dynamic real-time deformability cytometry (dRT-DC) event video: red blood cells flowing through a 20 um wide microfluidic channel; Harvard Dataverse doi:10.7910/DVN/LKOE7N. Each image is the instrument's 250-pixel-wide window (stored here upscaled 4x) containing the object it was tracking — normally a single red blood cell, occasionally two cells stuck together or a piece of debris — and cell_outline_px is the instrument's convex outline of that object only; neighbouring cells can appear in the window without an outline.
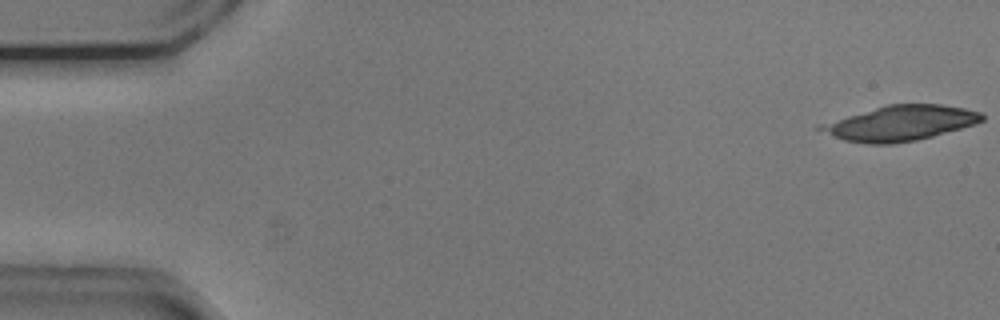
{"species": "common noctule bat (a hibernating species)", "species_latin": "Nyctalus noctula", "temperature_condition": "cold", "stored_images_in_passage": 7, "camera_frame_rate_fps": 3000, "um_per_image_px": 0.085, "animal": {"sex": "male", "body_mass_g": 20.5, "forearm_length_mm": 52.5}, "frame": {"image": 1, "passage_image": 1, "time_ms": 0.0, "image_size_px": [1000, 320], "cell_outline_px": [[984, 120], [976, 124], [932, 136], [916, 140], [892, 144], [868, 144], [844, 140], [816, 128], [820, 124], [888, 104], [940, 104], [964, 108], [980, 112], [984, 116]], "centroid_in_image_um": [76.57, 10.47], "position_along_channel_um": 8.4, "area_um2": 32.54}}